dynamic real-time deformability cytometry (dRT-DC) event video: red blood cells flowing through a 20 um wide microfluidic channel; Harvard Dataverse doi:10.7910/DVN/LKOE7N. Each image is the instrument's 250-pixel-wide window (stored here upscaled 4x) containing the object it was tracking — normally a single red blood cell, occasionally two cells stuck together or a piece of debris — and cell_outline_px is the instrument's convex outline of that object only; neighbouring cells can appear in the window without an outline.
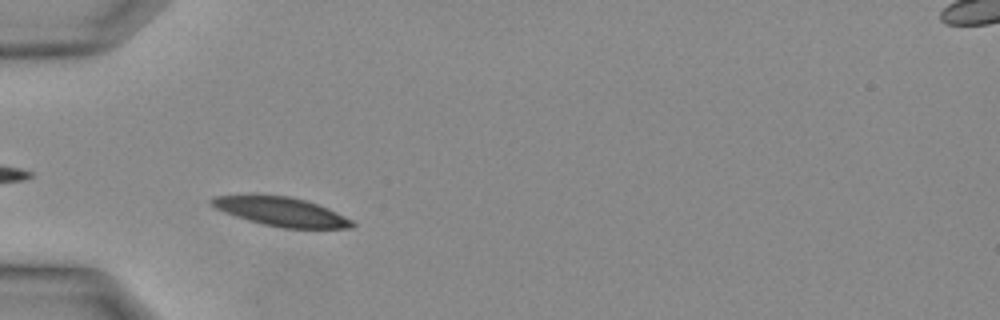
{"species": "Egyptian fruit bat (a non-hibernating species)", "species_latin": "Rousettus aegyptiacus", "temperature_condition": "warm", "stored_images_in_passage": 27, "camera_frame_rate_fps": 3000, "um_per_image_px": 0.085, "animal": {"sex": "female"}, "frame": {"image": 1, "passage_image": 5, "time_ms": 1.333, "image_size_px": [1000, 320], "cell_outline_px": [[356, 224], [352, 228], [280, 228], [248, 220], [236, 216], [216, 208], [208, 204], [208, 200], [212, 196], [256, 192], [288, 196], [304, 200], [328, 208], [352, 220]], "centroid_in_image_um": [23.8, 17.94], "position_along_channel_um": 61.2, "area_um2": 24.33}}
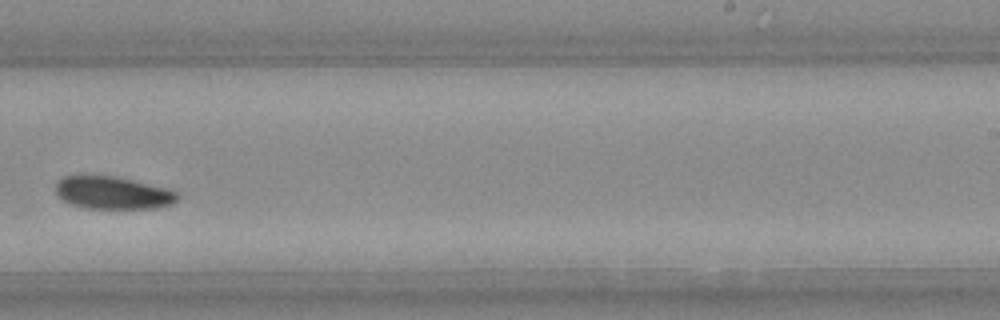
{"frame": {"image": 2, "passage_image": 16, "time_ms": 5.0, "image_size_px": [1000, 320], "cell_outline_px": [[176, 200], [172, 204], [156, 208], [84, 208], [68, 204], [56, 192], [56, 180], [64, 176], [116, 176], [168, 188], [176, 192]], "centroid_in_image_um": [9.56, 16.39], "position_along_channel_um": 279.4, "area_um2": 23.06}}
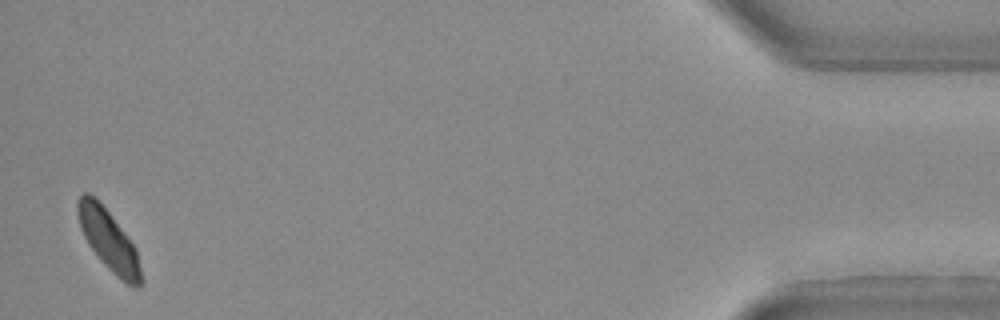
{"frame": {"image": 3, "passage_image": 27, "time_ms": 8.667, "image_size_px": [1000, 320], "cell_outline_px": [[144, 284], [140, 288], [132, 288], [116, 276], [100, 260], [88, 244], [80, 228], [76, 212], [76, 204], [80, 196], [84, 192], [88, 192], [108, 212], [136, 248], [144, 280]], "centroid_in_image_um": [9.26, 20.5], "position_along_channel_um": 425.9, "area_um2": 22.43}}